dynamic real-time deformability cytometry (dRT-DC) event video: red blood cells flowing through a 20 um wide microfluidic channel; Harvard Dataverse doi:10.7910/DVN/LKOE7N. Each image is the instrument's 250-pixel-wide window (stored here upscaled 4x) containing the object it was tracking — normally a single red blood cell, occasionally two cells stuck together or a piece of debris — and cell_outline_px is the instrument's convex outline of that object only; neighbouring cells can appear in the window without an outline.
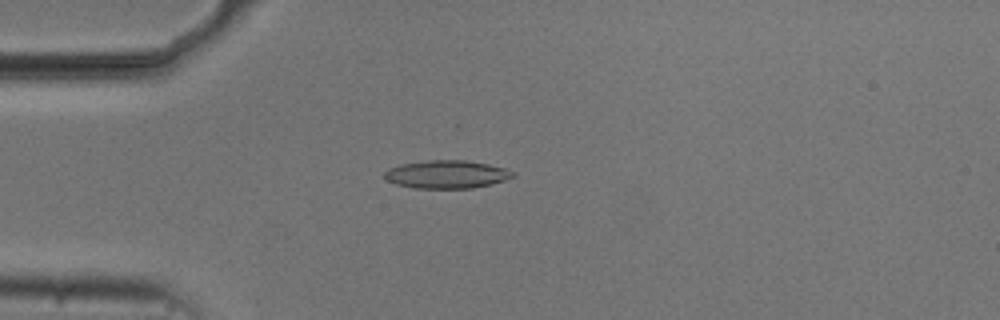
{"species": "common noctule bat (a hibernating species)", "species_latin": "Nyctalus noctula", "temperature_condition": "cold", "stored_images_in_passage": 53, "camera_frame_rate_fps": 3000, "um_per_image_px": 0.085, "animal": {"sex": "male", "body_mass_g": 20.5, "forearm_length_mm": 52.5}, "frame": {"image": 1, "passage_image": 14, "time_ms": 4.333, "image_size_px": [1000, 320], "cell_outline_px": [[516, 176], [504, 180], [472, 188], [416, 188], [396, 184], [388, 180], [384, 176], [384, 172], [388, 168], [400, 164], [428, 160], [464, 160], [488, 164], [504, 168], [516, 172]], "centroid_in_image_um": [37.96, 14.81], "position_along_channel_um": 47.0, "area_um2": 20.87}}
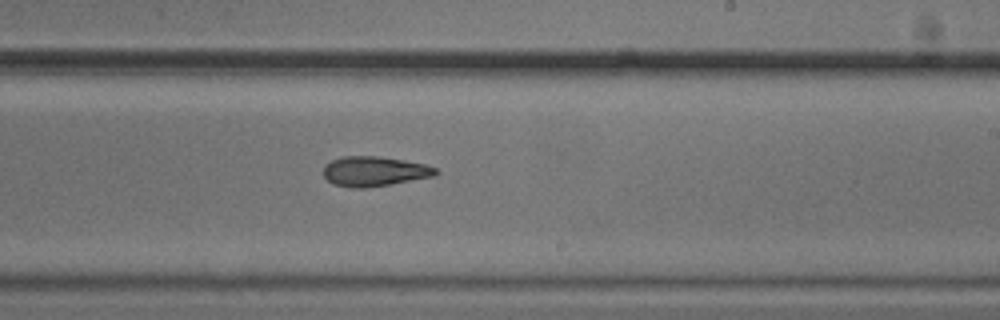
{"frame": {"image": 2, "passage_image": 32, "time_ms": 10.333, "image_size_px": [1000, 320], "cell_outline_px": [[440, 172], [436, 176], [364, 188], [352, 188], [332, 184], [324, 176], [324, 164], [332, 160], [344, 156], [380, 156], [404, 160], [424, 164], [436, 168]], "centroid_in_image_um": [31.82, 14.56], "position_along_channel_um": 257.2, "area_um2": 19.54}}
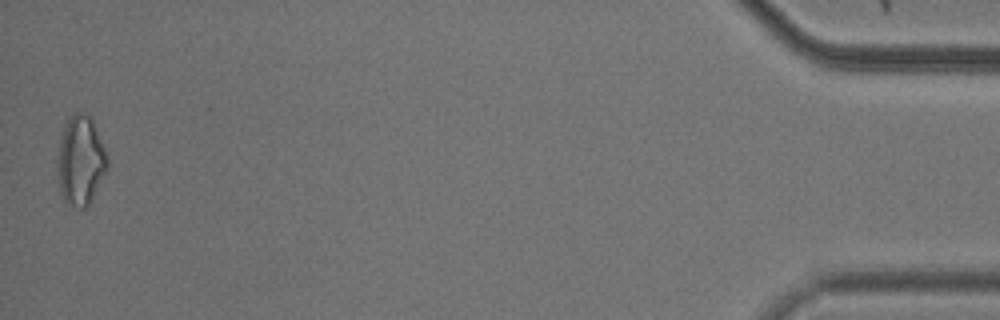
{"frame": {"image": 3, "passage_image": 53, "time_ms": 17.333, "image_size_px": [1000, 320], "cell_outline_px": [[108, 168], [88, 204], [84, 208], [80, 208], [68, 204], [64, 200], [60, 192], [60, 140], [68, 116], [76, 112], [84, 112], [92, 116], [104, 148], [108, 160]], "centroid_in_image_um": [6.89, 13.59], "position_along_channel_um": 428.3, "area_um2": 25.26}, "authors_computed_cell_mechanics": {"area_um2": 20.1144, "velocity_mm_per_s": 3.7441, "shape_relaxation_time_tau1_ms": 4.071, "shape_relaxation_time_tau2_ms": 8.273, "deformation_change_tau1": 0.1327, "deformation_change_tau2": 0.1893}}